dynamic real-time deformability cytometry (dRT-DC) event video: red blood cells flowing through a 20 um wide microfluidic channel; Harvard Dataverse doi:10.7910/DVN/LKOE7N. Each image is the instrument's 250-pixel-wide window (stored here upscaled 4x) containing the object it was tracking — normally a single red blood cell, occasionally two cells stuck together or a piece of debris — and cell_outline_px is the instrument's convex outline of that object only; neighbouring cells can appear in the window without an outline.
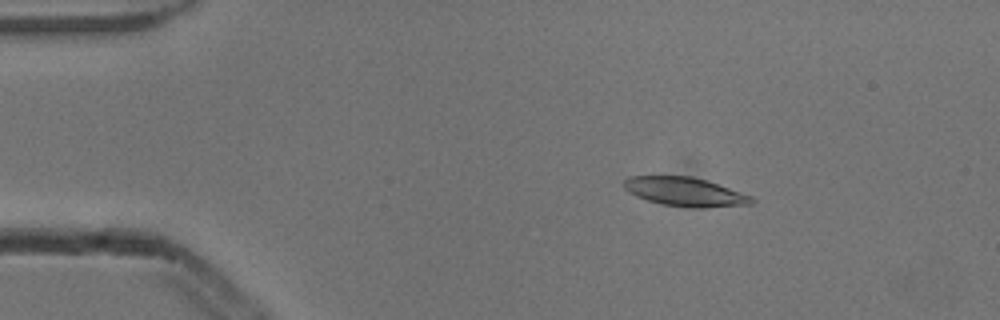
{"species": "common noctule bat (a hibernating species)", "species_latin": "Nyctalus noctula", "temperature_condition": "cold", "stored_images_in_passage": 4, "camera_frame_rate_fps": 3000, "um_per_image_px": 0.085, "animal": {"sex": "male", "body_mass_g": 13.3}, "frame": {"image": 1, "passage_image": 3, "time_ms": 0.667, "image_size_px": [1000, 320], "cell_outline_px": [[756, 200], [752, 204], [704, 208], [692, 208], [664, 204], [648, 200], [636, 196], [628, 192], [624, 188], [624, 180], [628, 176], [692, 176], [752, 196]], "centroid_in_image_um": [58.22, 16.31], "position_along_channel_um": 26.8, "area_um2": 21.33}}